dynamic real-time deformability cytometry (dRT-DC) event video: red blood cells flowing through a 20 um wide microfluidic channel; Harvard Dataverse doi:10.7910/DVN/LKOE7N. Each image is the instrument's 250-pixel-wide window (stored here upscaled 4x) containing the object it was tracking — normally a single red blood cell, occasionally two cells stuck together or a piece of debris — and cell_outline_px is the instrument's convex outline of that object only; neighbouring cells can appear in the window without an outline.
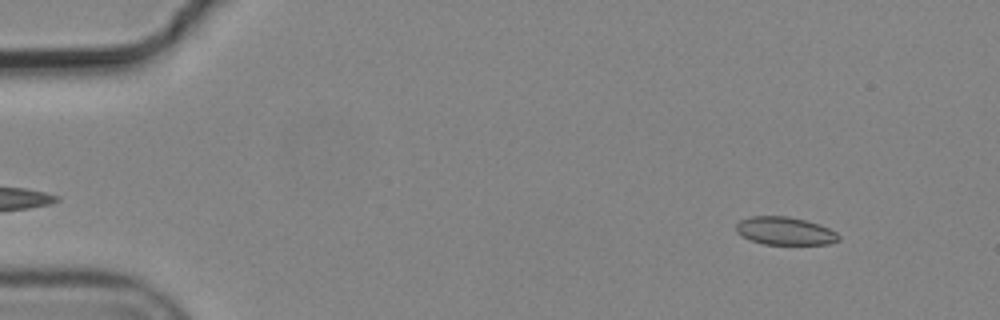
{"species": "common noctule bat (a hibernating species)", "species_latin": "Nyctalus noctula", "temperature_condition": "cold", "stored_images_in_passage": 2, "camera_frame_rate_fps": 3000, "um_per_image_px": 0.085, "animal": {"sex": "male", "body_mass_g": 19.2, "forearm_length_mm": 51.8}, "frame": {"image": 1, "passage_image": 2, "time_ms": 0.333, "image_size_px": [1000, 320], "cell_outline_px": [[840, 240], [828, 244], [764, 244], [752, 240], [736, 232], [736, 224], [740, 220], [752, 216], [788, 216], [820, 224], [836, 232], [840, 236]], "centroid_in_image_um": [66.74, 19.62], "position_along_channel_um": 18.3, "area_um2": 16.59}}